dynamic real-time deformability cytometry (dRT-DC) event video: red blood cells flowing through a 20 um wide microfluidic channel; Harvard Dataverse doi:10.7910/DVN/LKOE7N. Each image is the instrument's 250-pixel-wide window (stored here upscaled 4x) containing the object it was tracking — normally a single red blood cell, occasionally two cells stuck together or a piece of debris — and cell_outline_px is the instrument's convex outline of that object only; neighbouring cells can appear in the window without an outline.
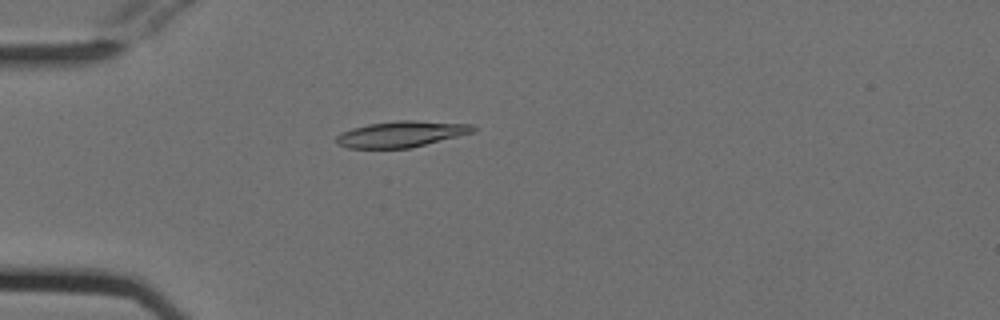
{"species": "Egyptian fruit bat (a non-hibernating species)", "species_latin": "Rousettus aegyptiacus", "temperature_condition": "cold", "stored_images_in_passage": 53, "camera_frame_rate_fps": 3000, "um_per_image_px": 0.085, "animal": {"sex": "female"}, "frame": {"image": 1, "passage_image": 15, "time_ms": 4.667, "image_size_px": [1000, 320], "cell_outline_px": [[476, 132], [408, 148], [348, 148], [336, 144], [336, 136], [340, 132], [352, 128], [368, 124], [396, 120], [412, 120], [472, 124], [476, 128]], "centroid_in_image_um": [34.09, 11.39], "position_along_channel_um": 50.9, "area_um2": 20.81}}
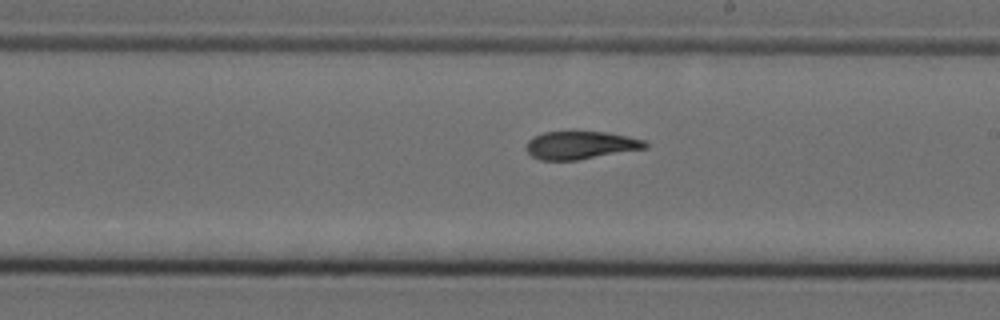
{"frame": {"image": 2, "passage_image": 31, "time_ms": 10.0, "image_size_px": [1000, 320], "cell_outline_px": [[648, 148], [576, 160], [540, 160], [532, 156], [524, 148], [528, 140], [532, 136], [544, 132], [608, 132], [628, 136], [644, 140], [648, 144]], "centroid_in_image_um": [49.33, 12.34], "position_along_channel_um": 239.7, "area_um2": 19.42}}
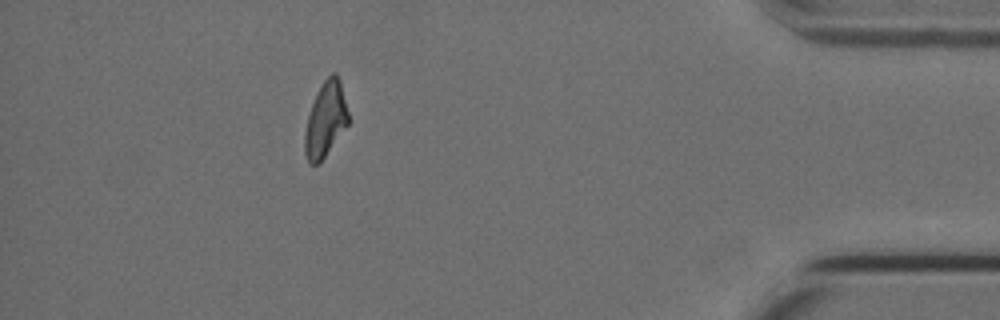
{"frame": {"image": 3, "passage_image": 48, "time_ms": 15.667, "image_size_px": [1000, 320], "cell_outline_px": [[348, 124], [320, 164], [308, 164], [304, 152], [304, 132], [308, 116], [316, 92], [324, 80], [332, 72], [336, 72], [340, 80], [348, 112]], "centroid_in_image_um": [27.65, 10.19], "position_along_channel_um": 407.5, "area_um2": 19.13}, "authors_computed_cell_mechanics": {"area_um2": 20.1144, "velocity_mm_per_s": 3.7794, "shape_relaxation_time_tau1_ms": null, "shape_relaxation_time_tau2_ms": 3.8309, "deformation_change_tau1": null, "deformation_change_tau2": 0.0996}}